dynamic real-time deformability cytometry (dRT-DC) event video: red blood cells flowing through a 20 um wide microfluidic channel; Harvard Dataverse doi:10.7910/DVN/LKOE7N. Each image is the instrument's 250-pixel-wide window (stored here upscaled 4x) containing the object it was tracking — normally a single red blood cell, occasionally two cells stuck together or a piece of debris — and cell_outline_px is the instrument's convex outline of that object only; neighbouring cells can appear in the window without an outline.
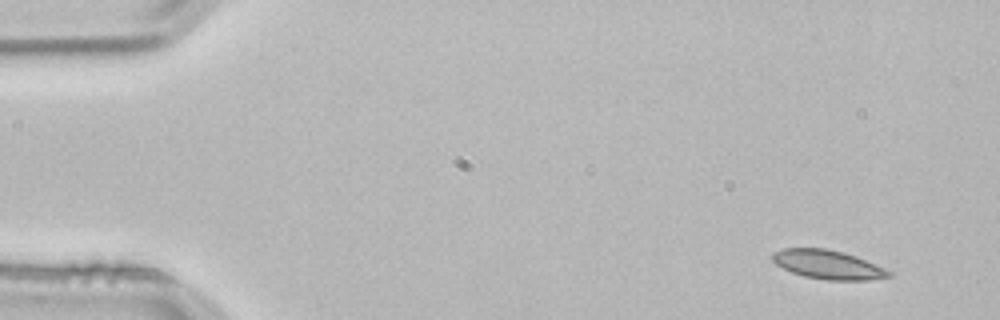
{"species": "common noctule bat (a hibernating species)", "species_latin": "Nyctalus noctula", "temperature_condition": "room temperature", "stored_images_in_passage": 3, "camera_frame_rate_fps": 3000, "um_per_image_px": 0.085, "animal": {"sex": "male", "body_mass_g": 21.5, "forearm_length_mm": 52.0}, "frame": {"image": 1, "passage_image": 1, "time_ms": 0.0, "image_size_px": [1000, 320], "cell_outline_px": [[892, 276], [868, 280], [828, 280], [804, 276], [792, 272], [776, 264], [772, 260], [772, 252], [784, 248], [824, 248], [844, 252], [856, 256], [884, 268], [892, 272]], "centroid_in_image_um": [70.37, 22.48], "position_along_channel_um": 14.6, "area_um2": 19.54}}
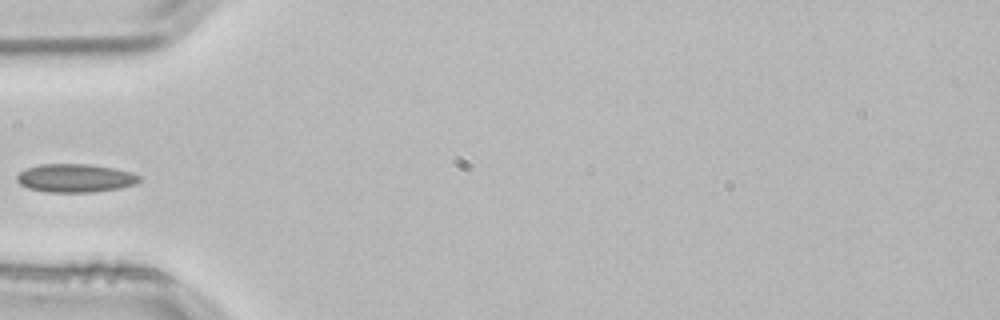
{"frame": {"image": 2, "passage_image": 3, "time_ms": 0.667, "image_size_px": [1000, 320], "cell_outline_px": [[140, 180], [136, 184], [120, 188], [92, 192], [44, 192], [28, 188], [20, 184], [16, 180], [16, 176], [20, 172], [28, 168], [40, 164], [88, 164], [112, 168], [132, 172], [140, 176]], "centroid_in_image_um": [6.39, 15.14], "position_along_channel_um": 78.6, "area_um2": 20.23}}